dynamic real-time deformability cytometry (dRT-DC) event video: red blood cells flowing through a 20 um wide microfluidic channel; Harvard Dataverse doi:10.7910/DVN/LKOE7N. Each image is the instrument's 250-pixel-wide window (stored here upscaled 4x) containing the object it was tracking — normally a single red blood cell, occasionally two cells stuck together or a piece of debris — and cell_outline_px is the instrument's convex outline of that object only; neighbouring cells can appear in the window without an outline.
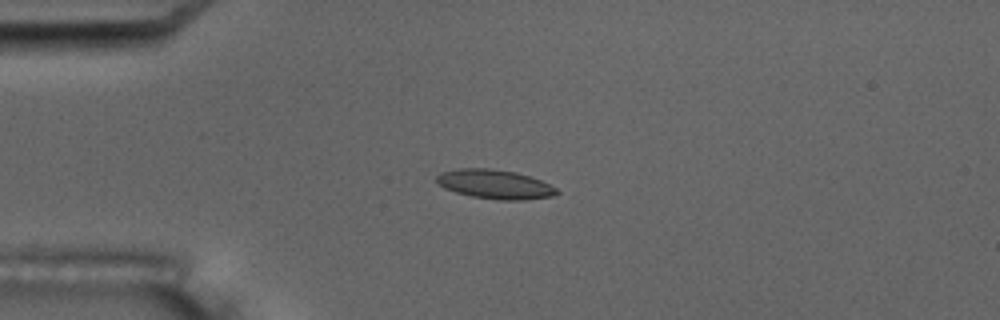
{"species": "common noctule bat (a hibernating species)", "species_latin": "Nyctalus noctula", "temperature_condition": "room temperature", "stored_images_in_passage": 5, "camera_frame_rate_fps": 3000, "um_per_image_px": 0.085, "animal": {"sex": "male", "body_mass_g": 17.5, "forearm_length_mm": 52.3}, "frame": {"image": 1, "passage_image": 4, "time_ms": 4.333, "image_size_px": [1000, 320], "cell_outline_px": [[560, 192], [552, 196], [524, 200], [496, 200], [472, 196], [456, 192], [444, 188], [436, 180], [436, 176], [440, 172], [460, 168], [488, 168], [516, 172], [532, 176], [556, 188]], "centroid_in_image_um": [42.07, 15.66], "position_along_channel_um": 42.9, "area_um2": 20.46}}